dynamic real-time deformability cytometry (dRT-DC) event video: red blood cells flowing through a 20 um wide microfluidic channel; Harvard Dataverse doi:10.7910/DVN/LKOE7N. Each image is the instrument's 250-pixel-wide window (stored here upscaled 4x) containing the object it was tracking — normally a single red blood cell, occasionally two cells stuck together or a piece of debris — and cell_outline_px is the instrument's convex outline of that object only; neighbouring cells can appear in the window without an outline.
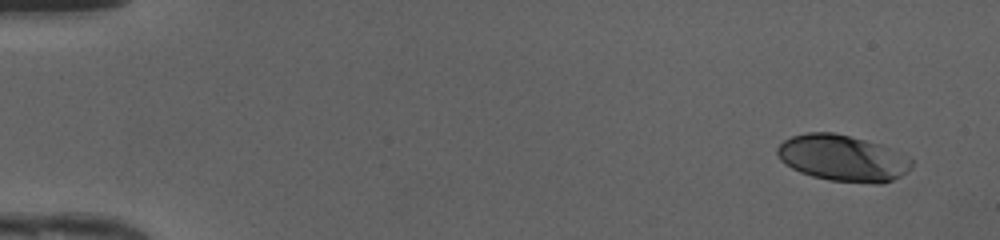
{"species": "human", "species_latin": "Homo sapiens", "temperature_condition": "cold", "stored_images_in_passage": 47, "camera_frame_rate_fps": 3000, "um_per_image_px": 0.085, "donor": {"sex": "female"}, "frame": {"image": 1, "passage_image": 1, "time_ms": 0.0, "image_size_px": [1000, 240], "cell_outline_px": [[912, 168], [908, 172], [892, 180], [880, 184], [872, 184], [828, 180], [812, 176], [800, 172], [784, 164], [780, 160], [776, 152], [776, 148], [784, 140], [792, 136], [808, 132], [832, 132], [880, 144], [912, 160]], "centroid_in_image_um": [71.59, 13.46], "position_along_channel_um": 13.4, "area_um2": 36.13}}
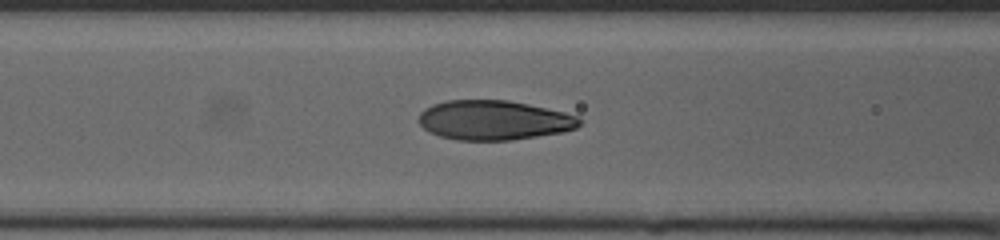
{"frame": {"image": 2, "passage_image": 19, "time_ms": 6.0, "image_size_px": [1000, 240], "cell_outline_px": [[584, 120], [576, 128], [564, 132], [512, 140], [456, 140], [440, 136], [428, 132], [416, 120], [420, 112], [424, 108], [432, 104], [448, 100], [508, 100], [528, 104], [564, 112], [580, 116]], "centroid_in_image_um": [41.98, 10.21], "position_along_channel_um": 124.6, "area_um2": 37.45}}
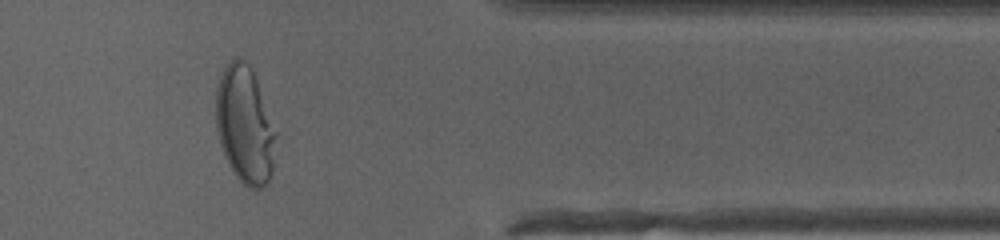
{"frame": {"image": 3, "passage_image": 39, "time_ms": 12.667, "image_size_px": [1000, 240], "cell_outline_px": [[276, 136], [272, 172], [268, 184], [260, 188], [248, 188], [232, 172], [224, 156], [220, 144], [216, 128], [216, 88], [220, 72], [232, 56], [240, 56], [248, 60], [252, 68], [276, 132]], "centroid_in_image_um": [20.79, 10.56], "position_along_channel_um": 390.6, "area_um2": 41.56}, "authors_computed_cell_mechanics": {"area_um2": 37.4544, "velocity_mm_per_s": 4.2197, "shape_relaxation_time_tau1_ms": 5.2554, "shape_relaxation_time_tau2_ms": null, "deformation_change_tau1": 0.2625, "deformation_change_tau2": null}}